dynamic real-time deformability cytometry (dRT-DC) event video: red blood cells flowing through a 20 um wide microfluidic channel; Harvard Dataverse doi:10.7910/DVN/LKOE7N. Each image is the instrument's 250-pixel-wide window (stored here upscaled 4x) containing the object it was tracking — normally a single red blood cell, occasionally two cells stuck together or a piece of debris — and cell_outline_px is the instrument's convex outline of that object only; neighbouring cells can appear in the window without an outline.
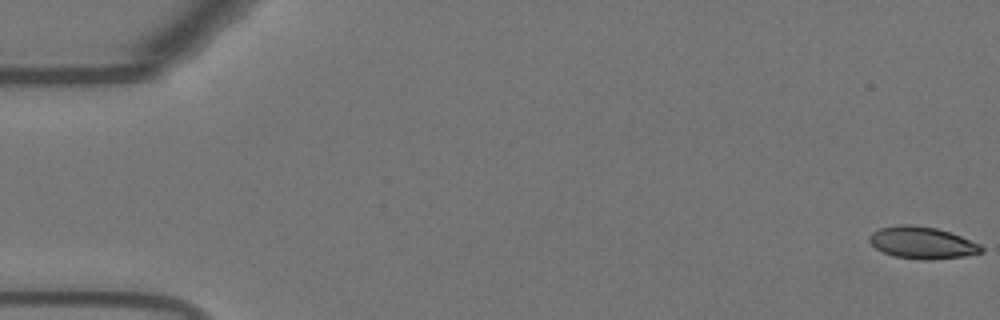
{"species": "Egyptian fruit bat (a non-hibernating species)", "species_latin": "Rousettus aegyptiacus", "temperature_condition": "warm", "stored_images_in_passage": 56, "camera_frame_rate_fps": 3000, "um_per_image_px": 0.085, "animal": {"sex": "female"}, "frame": {"image": 1, "passage_image": 1, "time_ms": 0.0, "image_size_px": [1000, 320], "cell_outline_px": [[984, 252], [964, 256], [932, 260], [924, 260], [892, 256], [876, 248], [868, 240], [868, 236], [872, 232], [880, 228], [896, 224], [912, 224], [936, 228], [960, 236], [980, 244], [984, 248]], "centroid_in_image_um": [78.37, 20.63], "position_along_channel_um": 6.6, "area_um2": 20.98}}
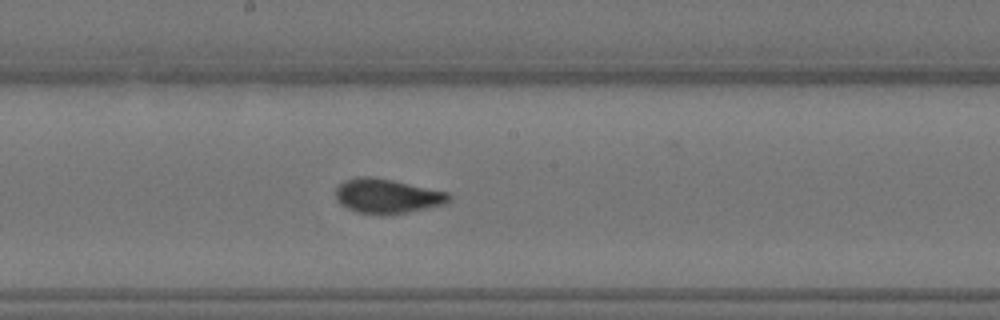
{"frame": {"image": 2, "passage_image": 30, "time_ms": 9.667, "image_size_px": [1000, 320], "cell_outline_px": [[452, 200], [448, 204], [408, 212], [384, 216], [380, 216], [356, 212], [340, 204], [336, 200], [336, 188], [344, 180], [356, 176], [372, 176], [392, 180], [448, 192], [452, 196]], "centroid_in_image_um": [32.92, 16.68], "position_along_channel_um": 215.3, "area_um2": 23.29}}
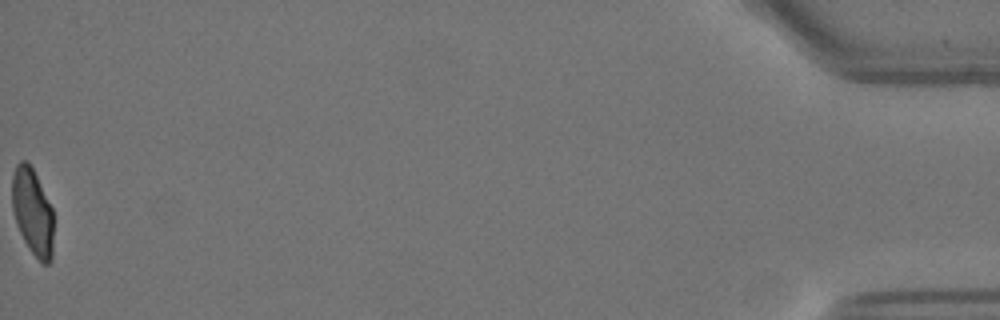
{"frame": {"image": 3, "passage_image": 56, "time_ms": 18.333, "image_size_px": [1000, 320], "cell_outline_px": [[52, 260], [48, 264], [44, 264], [28, 248], [16, 224], [12, 208], [12, 176], [16, 164], [20, 160], [28, 160], [52, 208]], "centroid_in_image_um": [2.74, 17.98], "position_along_channel_um": 432.5, "area_um2": 20.75}, "authors_computed_cell_mechanics": {"area_um2": 22.0796, "velocity_mm_per_s": 3.6837, "shape_relaxation_time_tau1_ms": null, "shape_relaxation_time_tau2_ms": 0.7789, "deformation_change_tau1": null, "deformation_change_tau2": 0.0636}}